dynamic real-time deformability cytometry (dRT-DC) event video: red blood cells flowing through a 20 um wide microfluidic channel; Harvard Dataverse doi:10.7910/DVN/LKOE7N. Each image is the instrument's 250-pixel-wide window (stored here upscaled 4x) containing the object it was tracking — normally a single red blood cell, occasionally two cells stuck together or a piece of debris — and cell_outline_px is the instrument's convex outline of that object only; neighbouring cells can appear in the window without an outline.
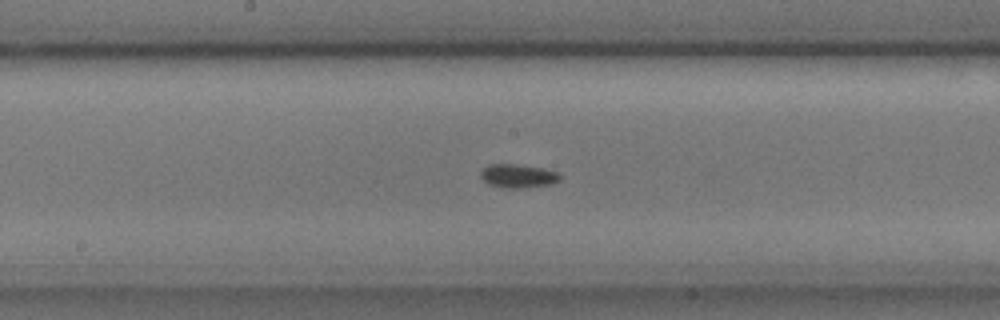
{"species": "common noctule bat (a hibernating species)", "species_latin": "Nyctalus noctula", "temperature_condition": "cold", "stored_images_in_passage": 48, "camera_frame_rate_fps": 3000, "um_per_image_px": 0.085, "animal": {"sex": "male", "body_mass_g": 17.9, "forearm_length_mm": 54.2}, "frame": {"image": 1, "passage_image": 21, "time_ms": 6.667, "image_size_px": [1000, 320], "cell_outline_px": [[560, 180], [552, 184], [524, 188], [500, 188], [488, 184], [480, 176], [480, 172], [488, 164], [512, 164], [544, 168], [556, 172], [560, 176]], "centroid_in_image_um": [44.01, 14.97], "position_along_channel_um": 204.2, "area_um2": 10.98}}
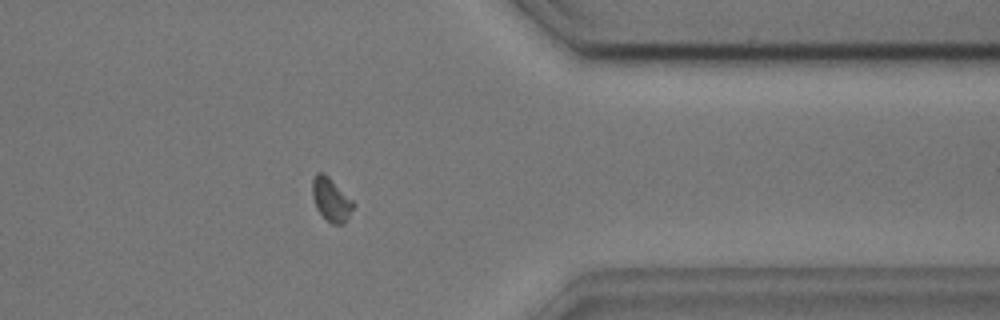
{"frame": {"image": 2, "passage_image": 37, "time_ms": 12.0, "image_size_px": [1000, 320], "cell_outline_px": [[356, 204], [344, 224], [332, 224], [316, 208], [312, 196], [312, 180], [316, 172], [324, 172]], "centroid_in_image_um": [28.14, 16.95], "position_along_channel_um": 383.3, "area_um2": 10.29}}
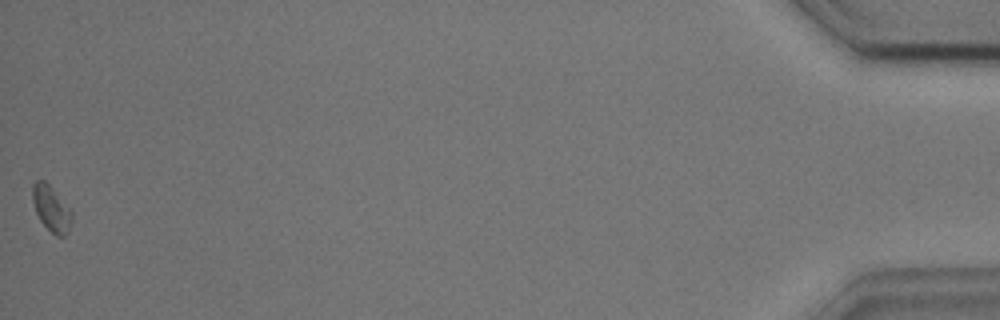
{"frame": {"image": 3, "passage_image": 48, "time_ms": 15.667, "image_size_px": [1000, 320], "cell_outline_px": [[72, 220], [68, 232], [64, 236], [56, 236], [40, 220], [36, 212], [32, 200], [32, 184], [36, 180], [44, 180], [52, 188], [72, 212]], "centroid_in_image_um": [4.34, 17.73], "position_along_channel_um": 430.9, "area_um2": 10.29}}